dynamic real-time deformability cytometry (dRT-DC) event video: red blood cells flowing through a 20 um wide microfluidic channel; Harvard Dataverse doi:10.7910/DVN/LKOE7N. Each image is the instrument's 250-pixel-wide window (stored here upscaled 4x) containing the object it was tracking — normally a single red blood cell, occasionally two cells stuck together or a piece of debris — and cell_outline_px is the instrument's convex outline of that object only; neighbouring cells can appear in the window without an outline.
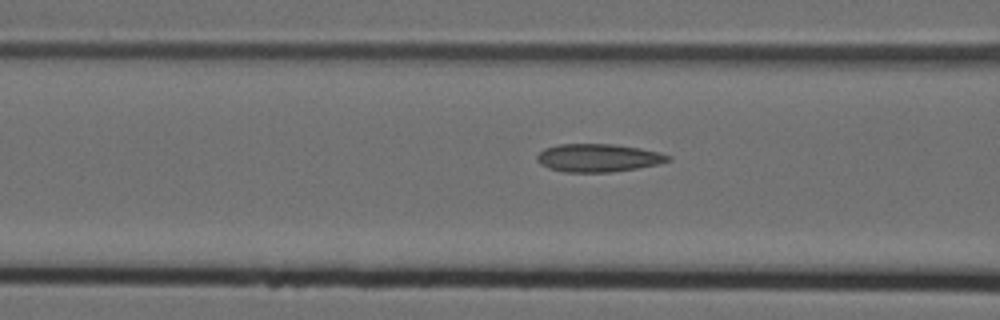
{"species": "Egyptian fruit bat (a non-hibernating species)", "species_latin": "Rousettus aegyptiacus", "temperature_condition": "cold", "stored_images_in_passage": 6, "camera_frame_rate_fps": 3000, "um_per_image_px": 0.085, "animal": {"sex": "female"}, "frame": {"image": 1, "passage_image": 6, "time_ms": 1.667, "image_size_px": [1000, 320], "cell_outline_px": [[672, 160], [660, 164], [612, 172], [564, 172], [548, 168], [540, 164], [536, 160], [536, 156], [544, 148], [560, 144], [612, 144], [640, 148], [672, 156]], "centroid_in_image_um": [50.84, 13.42], "position_along_channel_um": 115.8, "area_um2": 21.44}}